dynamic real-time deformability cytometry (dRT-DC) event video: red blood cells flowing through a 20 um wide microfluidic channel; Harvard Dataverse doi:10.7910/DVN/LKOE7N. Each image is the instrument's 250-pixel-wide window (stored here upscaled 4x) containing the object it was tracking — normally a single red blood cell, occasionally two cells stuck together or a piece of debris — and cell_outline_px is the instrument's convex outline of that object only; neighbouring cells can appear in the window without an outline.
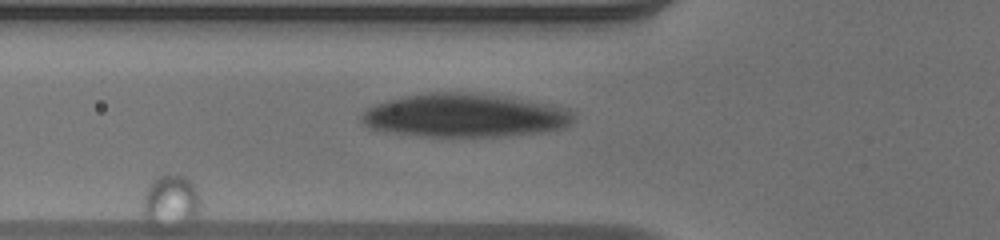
{"species": "human", "species_latin": "Homo sapiens", "temperature_condition": "warm", "stored_images_in_passage": 9, "camera_frame_rate_fps": 3000, "um_per_image_px": 0.085, "donor": {"sex": "male"}, "frame": {"image": 1, "passage_image": 4, "time_ms": 1.0, "image_size_px": [1000, 240], "cell_outline_px": [[576, 120], [568, 128], [548, 132], [508, 136], [420, 136], [384, 132], [368, 128], [360, 120], [360, 116], [364, 108], [372, 104], [404, 96], [428, 92], [464, 92], [504, 96], [556, 104], [568, 108], [576, 116]], "centroid_in_image_um": [39.55, 9.82], "position_along_channel_um": 86.2, "area_um2": 55.08}}
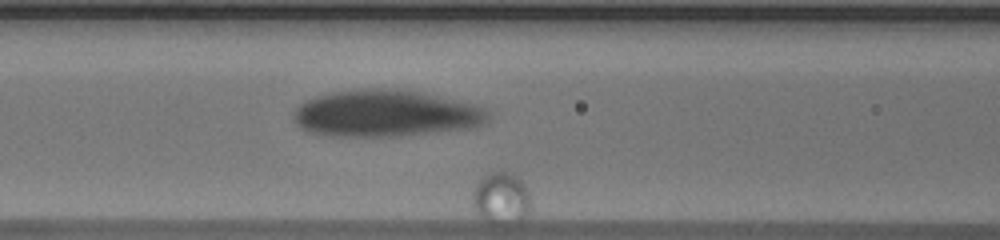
{"frame": {"image": 2, "passage_image": 8, "time_ms": 2.333, "image_size_px": [1000, 240], "cell_outline_px": [[492, 116], [484, 124], [476, 128], [400, 136], [332, 136], [308, 132], [300, 128], [292, 120], [292, 112], [304, 100], [316, 96], [332, 92], [372, 88], [376, 88], [416, 92], [476, 104], [488, 108]], "centroid_in_image_um": [32.8, 9.67], "position_along_channel_um": 133.8, "area_um2": 53.41}}